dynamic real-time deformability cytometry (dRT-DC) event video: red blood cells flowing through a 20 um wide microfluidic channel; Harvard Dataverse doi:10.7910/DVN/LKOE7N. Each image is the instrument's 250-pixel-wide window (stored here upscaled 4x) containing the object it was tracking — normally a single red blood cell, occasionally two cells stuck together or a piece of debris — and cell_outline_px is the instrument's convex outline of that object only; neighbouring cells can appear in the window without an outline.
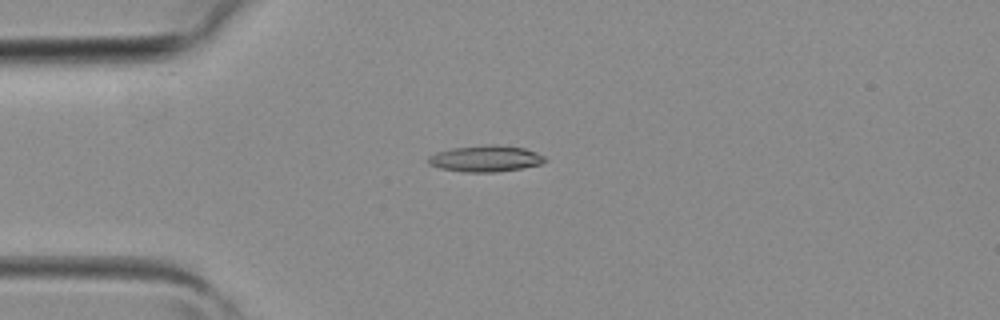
{"species": "common noctule bat (a hibernating species)", "species_latin": "Nyctalus noctula", "temperature_condition": "room temperature", "stored_images_in_passage": 1, "camera_frame_rate_fps": 3000, "um_per_image_px": 0.085, "animal": {"sex": "female", "body_mass_g": 19.3, "forearm_length_mm": 54.1}, "frame": {"image": 1, "passage_image": 1, "time_ms": 0.0, "image_size_px": [1000, 320], "cell_outline_px": [[548, 160], [540, 164], [520, 168], [496, 172], [464, 172], [440, 168], [428, 164], [428, 156], [436, 152], [452, 148], [488, 144], [500, 144], [524, 148], [536, 152], [544, 156]], "centroid_in_image_um": [41.27, 13.47], "position_along_channel_um": 43.7, "area_um2": 17.98}}